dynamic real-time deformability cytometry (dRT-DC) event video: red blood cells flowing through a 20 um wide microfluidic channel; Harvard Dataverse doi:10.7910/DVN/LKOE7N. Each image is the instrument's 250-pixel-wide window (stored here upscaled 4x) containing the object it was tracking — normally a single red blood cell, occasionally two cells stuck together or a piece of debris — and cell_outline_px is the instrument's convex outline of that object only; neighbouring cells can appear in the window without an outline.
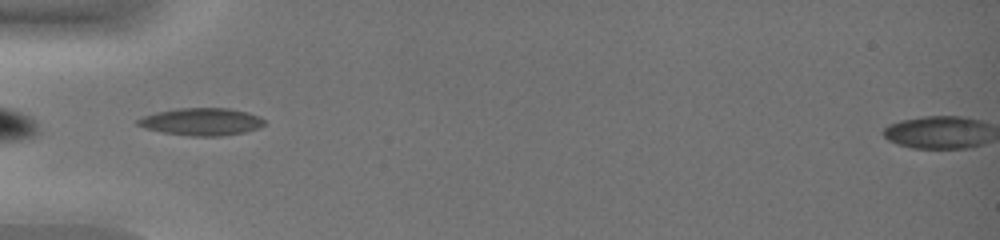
{"species": "common noctule bat (a hibernating species)", "species_latin": "Nyctalus noctula", "temperature_condition": "warm", "stored_images_in_passage": 30, "camera_frame_rate_fps": 3000, "um_per_image_px": 0.085, "animal": {"sex": "female", "body_mass_g": 19.0, "forearm_length_mm": 51.5}, "frame": {"image": 1, "passage_image": 1, "time_ms": 0.0, "image_size_px": [1000, 240], "cell_outline_px": [[264, 124], [260, 128], [244, 132], [220, 136], [192, 136], [164, 132], [144, 128], [136, 124], [136, 120], [144, 116], [156, 112], [180, 108], [228, 108], [248, 112], [260, 116], [264, 120]], "centroid_in_image_um": [17.15, 10.34], "position_along_channel_um": 67.9, "area_um2": 20.17}}
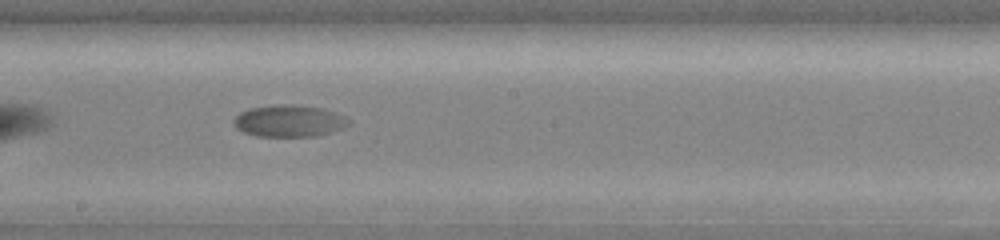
{"frame": {"image": 2, "passage_image": 13, "time_ms": 4.0, "image_size_px": [1000, 240], "cell_outline_px": [[352, 124], [344, 128], [332, 132], [316, 136], [256, 136], [244, 132], [236, 128], [232, 124], [232, 120], [240, 112], [252, 108], [280, 104], [292, 104], [324, 108], [336, 112], [352, 120]], "centroid_in_image_um": [24.62, 10.28], "position_along_channel_um": 223.6, "area_um2": 21.62}}
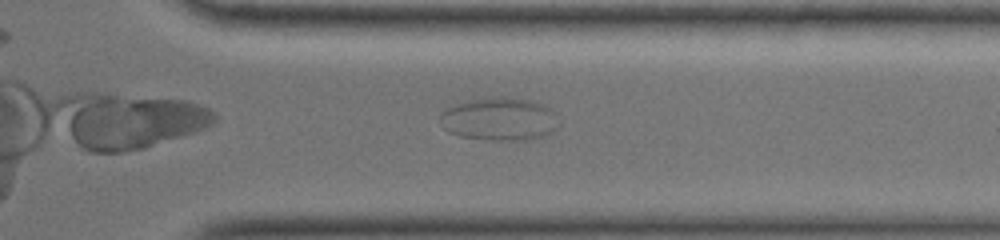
{"frame": {"image": 3, "passage_image": 24, "time_ms": 7.667, "image_size_px": [1000, 240], "cell_outline_px": [[560, 128], [544, 136], [528, 140], [492, 140], [460, 136], [448, 132], [444, 128], [440, 116], [440, 112], [464, 100], [484, 96], [508, 96], [528, 100], [540, 104], [548, 108], [552, 112], [560, 124]], "centroid_in_image_um": [42.44, 10.11], "position_along_channel_um": 369.0, "area_um2": 30.11}}